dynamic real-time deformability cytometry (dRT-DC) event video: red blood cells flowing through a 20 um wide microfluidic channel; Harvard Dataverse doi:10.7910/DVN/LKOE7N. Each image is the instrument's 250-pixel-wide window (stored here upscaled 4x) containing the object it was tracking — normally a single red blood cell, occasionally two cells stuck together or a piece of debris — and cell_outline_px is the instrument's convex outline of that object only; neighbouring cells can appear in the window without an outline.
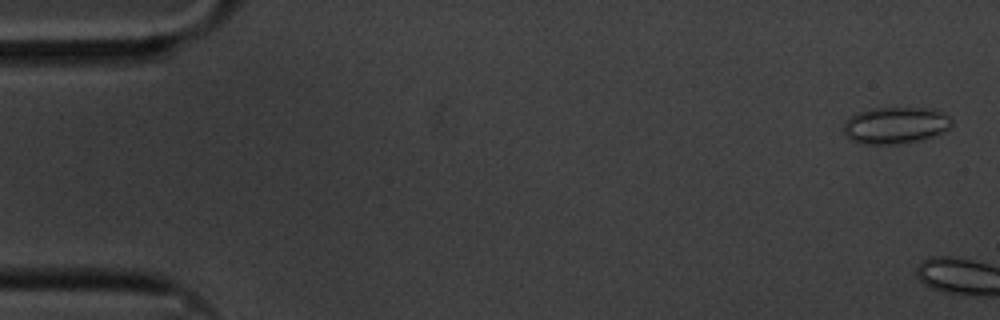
{"species": "common noctule bat (a hibernating species)", "species_latin": "Nyctalus noctula", "temperature_condition": "cold", "stored_images_in_passage": 5, "camera_frame_rate_fps": 3000, "um_per_image_px": 0.085, "animal": {"sex": "male", "body_mass_g": 20.1, "forearm_length_mm": 53.5}, "frame": {"image": 1, "passage_image": 2, "time_ms": 0.333, "image_size_px": [1000, 320], "cell_outline_px": [[952, 124], [944, 132], [924, 140], [900, 144], [864, 144], [852, 140], [844, 136], [844, 120], [856, 112], [872, 108], [932, 108], [944, 112], [952, 116]], "centroid_in_image_um": [76.14, 10.65], "position_along_channel_um": 8.9, "area_um2": 23.7}}